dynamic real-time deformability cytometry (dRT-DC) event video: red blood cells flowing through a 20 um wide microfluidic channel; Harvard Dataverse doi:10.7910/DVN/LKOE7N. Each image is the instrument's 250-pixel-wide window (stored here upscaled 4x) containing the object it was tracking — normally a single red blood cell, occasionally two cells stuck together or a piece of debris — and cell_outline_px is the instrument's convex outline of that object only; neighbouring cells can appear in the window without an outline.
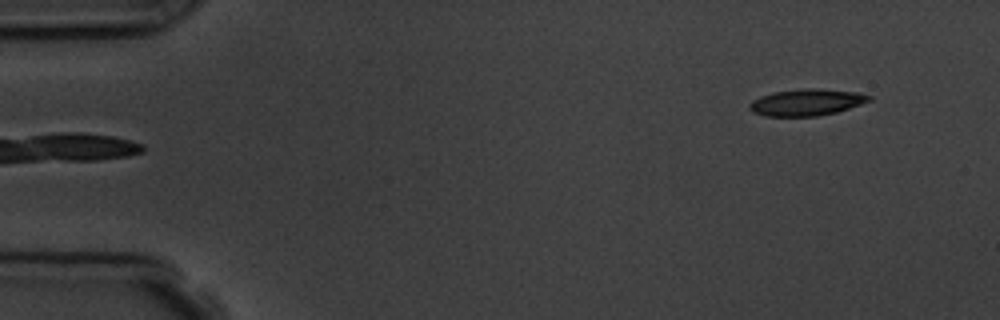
{"species": "common noctule bat (a hibernating species)", "species_latin": "Nyctalus noctula", "temperature_condition": "room temperature", "stored_images_in_passage": 5, "segment_of_instrument_passage": [2, 2], "camera_frame_rate_fps": 3000, "um_per_image_px": 0.085, "animal": {"sex": "male", "body_mass_g": 19.5, "forearm_length_mm": 54.6}, "frame": {"image": 1, "passage_image": 5, "time_ms": 5.333, "image_size_px": [1000, 320], "cell_outline_px": [[872, 100], [836, 112], [820, 116], [764, 116], [752, 112], [748, 108], [748, 104], [752, 100], [760, 96], [772, 92], [804, 88], [816, 88], [860, 92], [872, 96]], "centroid_in_image_um": [68.54, 8.69], "position_along_channel_um": 16.5, "area_um2": 18.79}}